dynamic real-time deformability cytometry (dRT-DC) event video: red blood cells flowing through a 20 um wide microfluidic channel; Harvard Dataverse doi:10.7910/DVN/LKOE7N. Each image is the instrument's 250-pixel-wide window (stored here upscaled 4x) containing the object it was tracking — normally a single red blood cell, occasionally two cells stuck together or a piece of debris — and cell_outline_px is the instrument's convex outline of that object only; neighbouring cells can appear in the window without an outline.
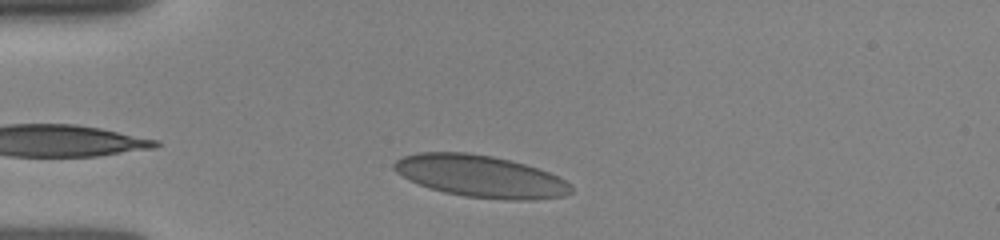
{"species": "human", "species_latin": "Homo sapiens", "temperature_condition": "room temperature", "stored_images_in_passage": 19, "camera_frame_rate_fps": 3000, "um_per_image_px": 0.085, "donor": {"sex": "female"}, "frame": {"image": 1, "passage_image": 5, "time_ms": 1.333, "image_size_px": [1000, 240], "cell_outline_px": [[572, 192], [564, 196], [524, 200], [508, 200], [464, 196], [444, 192], [420, 184], [396, 172], [392, 168], [392, 164], [396, 160], [404, 156], [416, 152], [468, 152], [492, 156], [524, 164], [548, 172], [564, 180], [572, 188]], "centroid_in_image_um": [40.82, 14.97], "position_along_channel_um": 44.2, "area_um2": 42.83}}
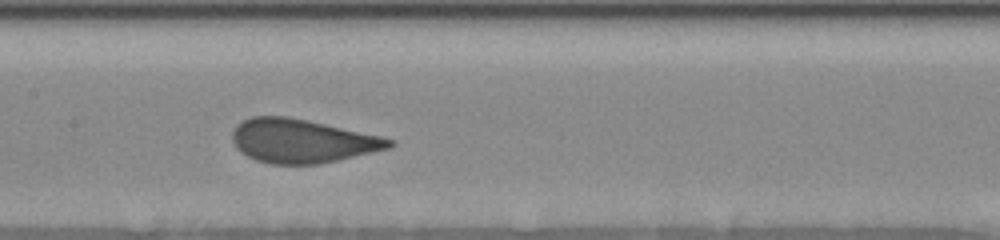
{"frame": {"image": 2, "passage_image": 15, "time_ms": 5.333, "image_size_px": [1000, 240], "cell_outline_px": [[396, 144], [388, 148], [336, 160], [316, 164], [272, 164], [256, 160], [240, 152], [236, 148], [232, 140], [232, 132], [236, 124], [252, 116], [284, 116], [324, 124], [380, 136], [396, 140]], "centroid_in_image_um": [25.62, 11.98], "position_along_channel_um": 181.8, "area_um2": 39.48}}
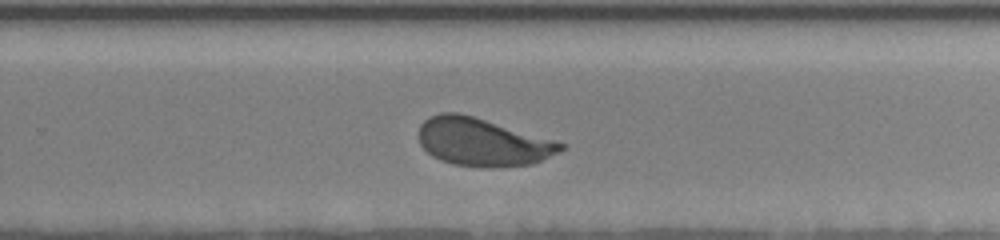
{"frame": {"image": 3, "passage_image": 19, "time_ms": 8.0, "image_size_px": [1000, 240], "cell_outline_px": [[564, 148], [560, 152], [532, 164], [496, 168], [488, 168], [452, 164], [440, 160], [432, 156], [420, 144], [416, 136], [420, 124], [424, 120], [440, 112], [456, 112], [472, 116], [552, 140], [564, 144]], "centroid_in_image_um": [40.95, 12.09], "position_along_channel_um": 288.9, "area_um2": 39.48}}